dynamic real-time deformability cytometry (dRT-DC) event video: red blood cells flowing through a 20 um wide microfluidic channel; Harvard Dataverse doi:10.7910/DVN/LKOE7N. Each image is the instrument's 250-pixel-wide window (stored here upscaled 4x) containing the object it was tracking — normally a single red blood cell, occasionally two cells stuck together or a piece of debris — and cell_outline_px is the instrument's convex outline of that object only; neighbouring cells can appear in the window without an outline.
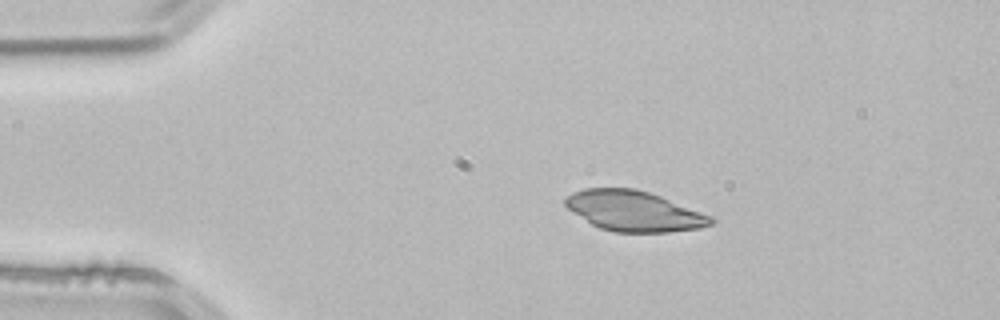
{"species": "common noctule bat (a hibernating species)", "species_latin": "Nyctalus noctula", "temperature_condition": "room temperature", "stored_images_in_passage": 2, "camera_frame_rate_fps": 3000, "um_per_image_px": 0.085, "animal": {"sex": "male", "body_mass_g": 21.5, "forearm_length_mm": 52.0}, "frame": {"image": 1, "passage_image": 1, "time_ms": 0.0, "image_size_px": [1000, 320], "cell_outline_px": [[716, 220], [712, 224], [700, 228], [668, 232], [616, 232], [600, 228], [592, 224], [572, 212], [564, 204], [564, 200], [572, 192], [584, 188], [636, 188], [660, 196], [712, 216]], "centroid_in_image_um": [53.89, 17.93], "position_along_channel_um": 31.1, "area_um2": 34.1}}